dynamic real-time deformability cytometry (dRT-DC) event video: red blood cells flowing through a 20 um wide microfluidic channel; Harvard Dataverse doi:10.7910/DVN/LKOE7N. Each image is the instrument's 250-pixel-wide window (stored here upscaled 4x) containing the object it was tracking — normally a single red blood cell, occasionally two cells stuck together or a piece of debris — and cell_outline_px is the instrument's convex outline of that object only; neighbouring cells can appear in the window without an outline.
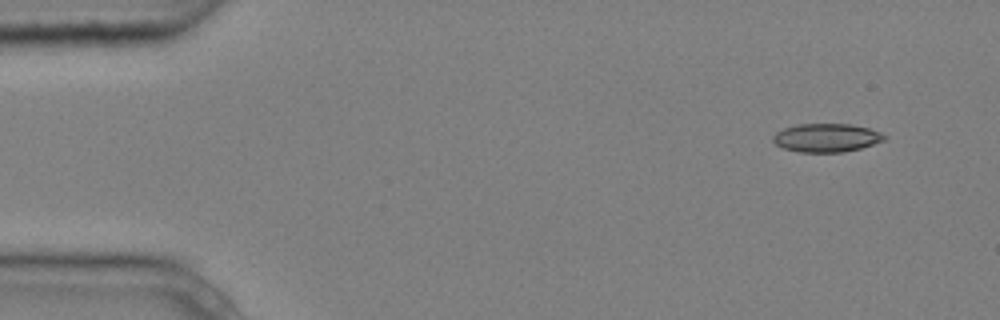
{"species": "common noctule bat (a hibernating species)", "species_latin": "Nyctalus noctula", "temperature_condition": "cold", "stored_images_in_passage": 4, "camera_frame_rate_fps": 3000, "um_per_image_px": 0.085, "animal": {"sex": "male", "body_mass_g": 20.4}, "frame": {"image": 1, "passage_image": 1, "time_ms": 0.0, "image_size_px": [1000, 320], "cell_outline_px": [[888, 136], [884, 140], [860, 148], [844, 152], [800, 152], [784, 148], [776, 144], [772, 140], [772, 136], [776, 132], [784, 128], [796, 124], [852, 124], [868, 128], [880, 132]], "centroid_in_image_um": [70.24, 11.7], "position_along_channel_um": 14.8, "area_um2": 18.44}}
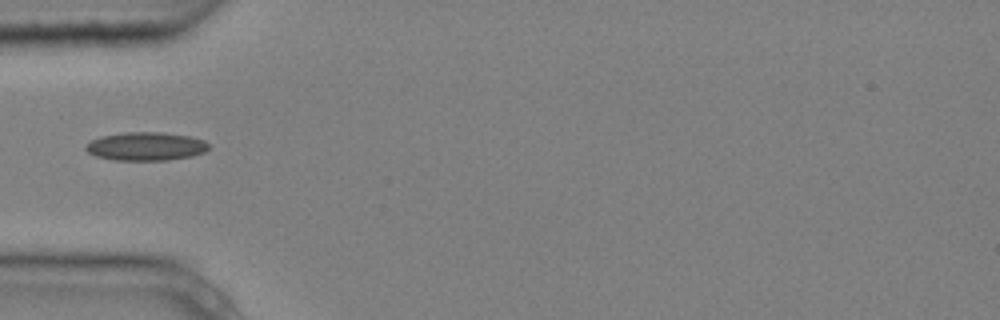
{"frame": {"image": 2, "passage_image": 4, "time_ms": 1.0, "image_size_px": [1000, 320], "cell_outline_px": [[208, 148], [204, 152], [192, 156], [168, 160], [112, 160], [96, 156], [88, 152], [84, 148], [92, 140], [100, 136], [124, 132], [160, 132], [188, 136], [204, 140], [208, 144]], "centroid_in_image_um": [12.38, 12.44], "position_along_channel_um": 72.6, "area_um2": 20.29}}